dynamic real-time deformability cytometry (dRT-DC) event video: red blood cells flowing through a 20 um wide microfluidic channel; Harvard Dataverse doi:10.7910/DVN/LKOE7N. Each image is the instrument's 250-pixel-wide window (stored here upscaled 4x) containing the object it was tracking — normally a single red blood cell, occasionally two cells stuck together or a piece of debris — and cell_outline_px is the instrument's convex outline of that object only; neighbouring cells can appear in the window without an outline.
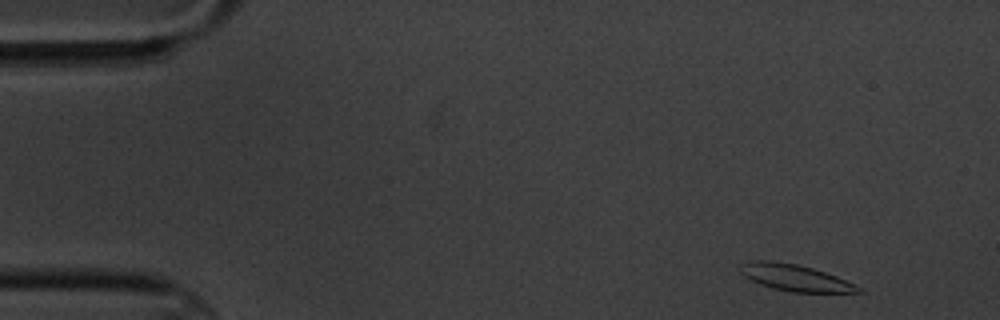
{"species": "common noctule bat (a hibernating species)", "species_latin": "Nyctalus noctula", "temperature_condition": "cold", "stored_images_in_passage": 4, "camera_frame_rate_fps": 3000, "um_per_image_px": 0.085, "animal": {"sex": "male", "body_mass_g": 20.1, "forearm_length_mm": 53.5}, "frame": {"image": 1, "passage_image": 1, "time_ms": 0.0, "image_size_px": [1000, 320], "cell_outline_px": [[864, 292], [792, 292], [772, 288], [760, 284], [744, 276], [740, 272], [740, 264], [752, 260], [772, 260], [796, 264], [812, 268], [836, 276], [856, 284]], "centroid_in_image_um": [67.56, 23.59], "position_along_channel_um": 17.4, "area_um2": 18.15}}